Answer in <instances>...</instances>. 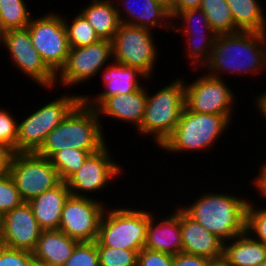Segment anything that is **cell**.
Returning <instances> with one entry per match:
<instances>
[{
	"label": "cell",
	"mask_w": 266,
	"mask_h": 266,
	"mask_svg": "<svg viewBox=\"0 0 266 266\" xmlns=\"http://www.w3.org/2000/svg\"><path fill=\"white\" fill-rule=\"evenodd\" d=\"M100 266H137L140 250L97 246Z\"/></svg>",
	"instance_id": "1f68e13d"
},
{
	"label": "cell",
	"mask_w": 266,
	"mask_h": 266,
	"mask_svg": "<svg viewBox=\"0 0 266 266\" xmlns=\"http://www.w3.org/2000/svg\"><path fill=\"white\" fill-rule=\"evenodd\" d=\"M78 240L61 230H42L32 251L36 266H63L70 258Z\"/></svg>",
	"instance_id": "603a6c76"
},
{
	"label": "cell",
	"mask_w": 266,
	"mask_h": 266,
	"mask_svg": "<svg viewBox=\"0 0 266 266\" xmlns=\"http://www.w3.org/2000/svg\"><path fill=\"white\" fill-rule=\"evenodd\" d=\"M80 13L94 28L100 39H113L120 25L114 0H90V4Z\"/></svg>",
	"instance_id": "484cf974"
},
{
	"label": "cell",
	"mask_w": 266,
	"mask_h": 266,
	"mask_svg": "<svg viewBox=\"0 0 266 266\" xmlns=\"http://www.w3.org/2000/svg\"><path fill=\"white\" fill-rule=\"evenodd\" d=\"M147 103V87L143 86L132 93L113 95L108 97L96 110L102 120L112 118L121 122L130 123L137 131L144 117Z\"/></svg>",
	"instance_id": "44dd1931"
},
{
	"label": "cell",
	"mask_w": 266,
	"mask_h": 266,
	"mask_svg": "<svg viewBox=\"0 0 266 266\" xmlns=\"http://www.w3.org/2000/svg\"><path fill=\"white\" fill-rule=\"evenodd\" d=\"M0 266H36L33 254L22 249L0 245Z\"/></svg>",
	"instance_id": "8d00e7d4"
},
{
	"label": "cell",
	"mask_w": 266,
	"mask_h": 266,
	"mask_svg": "<svg viewBox=\"0 0 266 266\" xmlns=\"http://www.w3.org/2000/svg\"><path fill=\"white\" fill-rule=\"evenodd\" d=\"M258 95V96H257ZM255 95L254 97H256V100L254 102L255 104V109L257 107L258 110H256L257 112L259 111V113L261 114L260 116H263L265 118L266 121V92H262L259 94Z\"/></svg>",
	"instance_id": "b9f144b4"
},
{
	"label": "cell",
	"mask_w": 266,
	"mask_h": 266,
	"mask_svg": "<svg viewBox=\"0 0 266 266\" xmlns=\"http://www.w3.org/2000/svg\"><path fill=\"white\" fill-rule=\"evenodd\" d=\"M230 125L223 115L197 113L184 107L176 128L160 149L169 154L209 151Z\"/></svg>",
	"instance_id": "5b68a950"
},
{
	"label": "cell",
	"mask_w": 266,
	"mask_h": 266,
	"mask_svg": "<svg viewBox=\"0 0 266 266\" xmlns=\"http://www.w3.org/2000/svg\"><path fill=\"white\" fill-rule=\"evenodd\" d=\"M9 111L0 107V145L9 152L15 153L17 152L18 120Z\"/></svg>",
	"instance_id": "836d02e7"
},
{
	"label": "cell",
	"mask_w": 266,
	"mask_h": 266,
	"mask_svg": "<svg viewBox=\"0 0 266 266\" xmlns=\"http://www.w3.org/2000/svg\"><path fill=\"white\" fill-rule=\"evenodd\" d=\"M69 195L67 182L62 181L28 202L42 230L59 229L63 206Z\"/></svg>",
	"instance_id": "cb8c5ba5"
},
{
	"label": "cell",
	"mask_w": 266,
	"mask_h": 266,
	"mask_svg": "<svg viewBox=\"0 0 266 266\" xmlns=\"http://www.w3.org/2000/svg\"><path fill=\"white\" fill-rule=\"evenodd\" d=\"M260 266H266V259L263 261V263Z\"/></svg>",
	"instance_id": "c3c4849f"
},
{
	"label": "cell",
	"mask_w": 266,
	"mask_h": 266,
	"mask_svg": "<svg viewBox=\"0 0 266 266\" xmlns=\"http://www.w3.org/2000/svg\"><path fill=\"white\" fill-rule=\"evenodd\" d=\"M259 168H258L259 172L257 173L259 175H257L255 177V179L252 178L253 180L250 181V182H252L253 186L255 188H257V192L256 193L259 192L258 195L260 197H263V198H261L262 201H263V200H266V161H265V163L263 162L262 166L259 167Z\"/></svg>",
	"instance_id": "ab89813d"
},
{
	"label": "cell",
	"mask_w": 266,
	"mask_h": 266,
	"mask_svg": "<svg viewBox=\"0 0 266 266\" xmlns=\"http://www.w3.org/2000/svg\"><path fill=\"white\" fill-rule=\"evenodd\" d=\"M174 255L142 248L137 266H173Z\"/></svg>",
	"instance_id": "74e56055"
},
{
	"label": "cell",
	"mask_w": 266,
	"mask_h": 266,
	"mask_svg": "<svg viewBox=\"0 0 266 266\" xmlns=\"http://www.w3.org/2000/svg\"><path fill=\"white\" fill-rule=\"evenodd\" d=\"M62 19L66 27L70 47L88 46L101 40L95 33L94 28L81 13L76 14L75 12L71 23L64 15Z\"/></svg>",
	"instance_id": "f546056e"
},
{
	"label": "cell",
	"mask_w": 266,
	"mask_h": 266,
	"mask_svg": "<svg viewBox=\"0 0 266 266\" xmlns=\"http://www.w3.org/2000/svg\"><path fill=\"white\" fill-rule=\"evenodd\" d=\"M208 75H257L266 70V33L237 32L218 34L209 62L203 67ZM250 73V74H248Z\"/></svg>",
	"instance_id": "6da1fadb"
},
{
	"label": "cell",
	"mask_w": 266,
	"mask_h": 266,
	"mask_svg": "<svg viewBox=\"0 0 266 266\" xmlns=\"http://www.w3.org/2000/svg\"><path fill=\"white\" fill-rule=\"evenodd\" d=\"M152 33L148 28L120 23L112 39L113 61L136 67L151 78L159 56Z\"/></svg>",
	"instance_id": "9c48e42d"
},
{
	"label": "cell",
	"mask_w": 266,
	"mask_h": 266,
	"mask_svg": "<svg viewBox=\"0 0 266 266\" xmlns=\"http://www.w3.org/2000/svg\"><path fill=\"white\" fill-rule=\"evenodd\" d=\"M2 46L8 51L14 68L48 91L55 88L56 74L34 48L27 27L7 30Z\"/></svg>",
	"instance_id": "5bb4252c"
},
{
	"label": "cell",
	"mask_w": 266,
	"mask_h": 266,
	"mask_svg": "<svg viewBox=\"0 0 266 266\" xmlns=\"http://www.w3.org/2000/svg\"><path fill=\"white\" fill-rule=\"evenodd\" d=\"M256 202H248L246 209L245 231L254 239L266 244V207L261 208L254 204Z\"/></svg>",
	"instance_id": "d6a6232c"
},
{
	"label": "cell",
	"mask_w": 266,
	"mask_h": 266,
	"mask_svg": "<svg viewBox=\"0 0 266 266\" xmlns=\"http://www.w3.org/2000/svg\"><path fill=\"white\" fill-rule=\"evenodd\" d=\"M210 192L200 194L188 205L179 207L223 242L245 232L246 209L249 200L243 196Z\"/></svg>",
	"instance_id": "7a4b0ae2"
},
{
	"label": "cell",
	"mask_w": 266,
	"mask_h": 266,
	"mask_svg": "<svg viewBox=\"0 0 266 266\" xmlns=\"http://www.w3.org/2000/svg\"><path fill=\"white\" fill-rule=\"evenodd\" d=\"M155 215L149 211L146 241L143 248L171 255L183 253L181 207H177L169 216L159 218L160 220Z\"/></svg>",
	"instance_id": "d6986e66"
},
{
	"label": "cell",
	"mask_w": 266,
	"mask_h": 266,
	"mask_svg": "<svg viewBox=\"0 0 266 266\" xmlns=\"http://www.w3.org/2000/svg\"><path fill=\"white\" fill-rule=\"evenodd\" d=\"M42 229L27 202L4 215V231L1 245L32 252Z\"/></svg>",
	"instance_id": "ac0fdd59"
},
{
	"label": "cell",
	"mask_w": 266,
	"mask_h": 266,
	"mask_svg": "<svg viewBox=\"0 0 266 266\" xmlns=\"http://www.w3.org/2000/svg\"><path fill=\"white\" fill-rule=\"evenodd\" d=\"M200 9L205 13L211 29L218 34L240 32L233 20V15L226 0H202Z\"/></svg>",
	"instance_id": "83f0119b"
},
{
	"label": "cell",
	"mask_w": 266,
	"mask_h": 266,
	"mask_svg": "<svg viewBox=\"0 0 266 266\" xmlns=\"http://www.w3.org/2000/svg\"><path fill=\"white\" fill-rule=\"evenodd\" d=\"M148 91L147 88L144 117L137 131L140 136H152L157 146L161 147L173 133L185 107L184 77L172 80L154 94Z\"/></svg>",
	"instance_id": "277c9868"
},
{
	"label": "cell",
	"mask_w": 266,
	"mask_h": 266,
	"mask_svg": "<svg viewBox=\"0 0 266 266\" xmlns=\"http://www.w3.org/2000/svg\"><path fill=\"white\" fill-rule=\"evenodd\" d=\"M7 172L27 203L62 182L50 159L37 153H10Z\"/></svg>",
	"instance_id": "ba28073f"
},
{
	"label": "cell",
	"mask_w": 266,
	"mask_h": 266,
	"mask_svg": "<svg viewBox=\"0 0 266 266\" xmlns=\"http://www.w3.org/2000/svg\"><path fill=\"white\" fill-rule=\"evenodd\" d=\"M207 266H231L224 256L215 259H209Z\"/></svg>",
	"instance_id": "ee69618b"
},
{
	"label": "cell",
	"mask_w": 266,
	"mask_h": 266,
	"mask_svg": "<svg viewBox=\"0 0 266 266\" xmlns=\"http://www.w3.org/2000/svg\"><path fill=\"white\" fill-rule=\"evenodd\" d=\"M6 29L4 28L1 20H0V44L2 45L3 44V41H4V36L6 35Z\"/></svg>",
	"instance_id": "7dc6e473"
},
{
	"label": "cell",
	"mask_w": 266,
	"mask_h": 266,
	"mask_svg": "<svg viewBox=\"0 0 266 266\" xmlns=\"http://www.w3.org/2000/svg\"><path fill=\"white\" fill-rule=\"evenodd\" d=\"M10 153L5 147L0 145V176L7 172Z\"/></svg>",
	"instance_id": "7bdbcfd3"
},
{
	"label": "cell",
	"mask_w": 266,
	"mask_h": 266,
	"mask_svg": "<svg viewBox=\"0 0 266 266\" xmlns=\"http://www.w3.org/2000/svg\"><path fill=\"white\" fill-rule=\"evenodd\" d=\"M113 59L112 40L101 39L95 44L70 47L65 65L56 74L55 87H76L95 78ZM110 61V62H108Z\"/></svg>",
	"instance_id": "8fae6325"
},
{
	"label": "cell",
	"mask_w": 266,
	"mask_h": 266,
	"mask_svg": "<svg viewBox=\"0 0 266 266\" xmlns=\"http://www.w3.org/2000/svg\"><path fill=\"white\" fill-rule=\"evenodd\" d=\"M105 202L96 198L69 195L61 213L59 230L79 242H93L106 209Z\"/></svg>",
	"instance_id": "9a60e30c"
},
{
	"label": "cell",
	"mask_w": 266,
	"mask_h": 266,
	"mask_svg": "<svg viewBox=\"0 0 266 266\" xmlns=\"http://www.w3.org/2000/svg\"><path fill=\"white\" fill-rule=\"evenodd\" d=\"M18 120L17 152L36 153L46 136L81 102V94L65 93Z\"/></svg>",
	"instance_id": "52a82bcc"
},
{
	"label": "cell",
	"mask_w": 266,
	"mask_h": 266,
	"mask_svg": "<svg viewBox=\"0 0 266 266\" xmlns=\"http://www.w3.org/2000/svg\"><path fill=\"white\" fill-rule=\"evenodd\" d=\"M108 147L106 143L98 151L90 153L82 167L66 181L70 195L92 198L90 194L101 192L112 180L122 176L124 166L115 161Z\"/></svg>",
	"instance_id": "4fadbf2b"
},
{
	"label": "cell",
	"mask_w": 266,
	"mask_h": 266,
	"mask_svg": "<svg viewBox=\"0 0 266 266\" xmlns=\"http://www.w3.org/2000/svg\"><path fill=\"white\" fill-rule=\"evenodd\" d=\"M208 258L179 253L174 255L173 266H207Z\"/></svg>",
	"instance_id": "f35d334b"
},
{
	"label": "cell",
	"mask_w": 266,
	"mask_h": 266,
	"mask_svg": "<svg viewBox=\"0 0 266 266\" xmlns=\"http://www.w3.org/2000/svg\"><path fill=\"white\" fill-rule=\"evenodd\" d=\"M177 19L178 21L180 20V23ZM173 20L172 31L181 32L180 34L185 36V46L187 45L185 48L187 50L186 57L190 59L188 61L190 62V66L195 67L194 71L203 68L210 60L214 41L217 36L211 29L205 13L200 8L190 9L179 12Z\"/></svg>",
	"instance_id": "2e32d148"
},
{
	"label": "cell",
	"mask_w": 266,
	"mask_h": 266,
	"mask_svg": "<svg viewBox=\"0 0 266 266\" xmlns=\"http://www.w3.org/2000/svg\"><path fill=\"white\" fill-rule=\"evenodd\" d=\"M96 151L98 150H79L70 148L56 152L50 158V161L58 171L61 181L66 182L82 167L87 156Z\"/></svg>",
	"instance_id": "f1b7e54d"
},
{
	"label": "cell",
	"mask_w": 266,
	"mask_h": 266,
	"mask_svg": "<svg viewBox=\"0 0 266 266\" xmlns=\"http://www.w3.org/2000/svg\"><path fill=\"white\" fill-rule=\"evenodd\" d=\"M31 13L25 0H0V20L6 30L26 28Z\"/></svg>",
	"instance_id": "4dcf8cb0"
},
{
	"label": "cell",
	"mask_w": 266,
	"mask_h": 266,
	"mask_svg": "<svg viewBox=\"0 0 266 266\" xmlns=\"http://www.w3.org/2000/svg\"><path fill=\"white\" fill-rule=\"evenodd\" d=\"M101 123L103 122L97 110L80 102L46 136L42 147L36 153L50 159L56 152L70 148L99 150L107 143Z\"/></svg>",
	"instance_id": "3957f363"
},
{
	"label": "cell",
	"mask_w": 266,
	"mask_h": 266,
	"mask_svg": "<svg viewBox=\"0 0 266 266\" xmlns=\"http://www.w3.org/2000/svg\"><path fill=\"white\" fill-rule=\"evenodd\" d=\"M259 1L226 0L239 31L266 33V13Z\"/></svg>",
	"instance_id": "4316f807"
},
{
	"label": "cell",
	"mask_w": 266,
	"mask_h": 266,
	"mask_svg": "<svg viewBox=\"0 0 266 266\" xmlns=\"http://www.w3.org/2000/svg\"><path fill=\"white\" fill-rule=\"evenodd\" d=\"M202 0H177L174 9L170 12L172 19L181 11L200 8Z\"/></svg>",
	"instance_id": "60d3db41"
},
{
	"label": "cell",
	"mask_w": 266,
	"mask_h": 266,
	"mask_svg": "<svg viewBox=\"0 0 266 266\" xmlns=\"http://www.w3.org/2000/svg\"><path fill=\"white\" fill-rule=\"evenodd\" d=\"M128 207H106L99 224L97 246L127 250L144 247L149 211Z\"/></svg>",
	"instance_id": "8992f818"
},
{
	"label": "cell",
	"mask_w": 266,
	"mask_h": 266,
	"mask_svg": "<svg viewBox=\"0 0 266 266\" xmlns=\"http://www.w3.org/2000/svg\"><path fill=\"white\" fill-rule=\"evenodd\" d=\"M185 80V107L193 112L223 115L231 124L236 97L226 79L206 74ZM229 85V86H228ZM233 91V92H232Z\"/></svg>",
	"instance_id": "30bf717a"
},
{
	"label": "cell",
	"mask_w": 266,
	"mask_h": 266,
	"mask_svg": "<svg viewBox=\"0 0 266 266\" xmlns=\"http://www.w3.org/2000/svg\"><path fill=\"white\" fill-rule=\"evenodd\" d=\"M156 2L163 5L170 12L174 9L177 0H155Z\"/></svg>",
	"instance_id": "f6af8a7d"
},
{
	"label": "cell",
	"mask_w": 266,
	"mask_h": 266,
	"mask_svg": "<svg viewBox=\"0 0 266 266\" xmlns=\"http://www.w3.org/2000/svg\"><path fill=\"white\" fill-rule=\"evenodd\" d=\"M223 256L231 266H260L266 259V244L245 231L224 242Z\"/></svg>",
	"instance_id": "d4e9b609"
},
{
	"label": "cell",
	"mask_w": 266,
	"mask_h": 266,
	"mask_svg": "<svg viewBox=\"0 0 266 266\" xmlns=\"http://www.w3.org/2000/svg\"><path fill=\"white\" fill-rule=\"evenodd\" d=\"M4 213L0 211V245L2 243L3 231H4Z\"/></svg>",
	"instance_id": "bcb514c9"
},
{
	"label": "cell",
	"mask_w": 266,
	"mask_h": 266,
	"mask_svg": "<svg viewBox=\"0 0 266 266\" xmlns=\"http://www.w3.org/2000/svg\"><path fill=\"white\" fill-rule=\"evenodd\" d=\"M48 13L37 18L33 16L27 28L34 48L46 65L57 74L66 63L70 46L62 15Z\"/></svg>",
	"instance_id": "7c38bea8"
},
{
	"label": "cell",
	"mask_w": 266,
	"mask_h": 266,
	"mask_svg": "<svg viewBox=\"0 0 266 266\" xmlns=\"http://www.w3.org/2000/svg\"><path fill=\"white\" fill-rule=\"evenodd\" d=\"M100 75L104 90L93 97V94L81 95V102L88 106L97 109L108 97L113 95H120L132 93L139 90L143 85L139 80H149L143 72L136 67L127 66L124 64L112 61L103 69ZM139 79V80H138ZM93 97V98H92Z\"/></svg>",
	"instance_id": "e0dca14e"
},
{
	"label": "cell",
	"mask_w": 266,
	"mask_h": 266,
	"mask_svg": "<svg viewBox=\"0 0 266 266\" xmlns=\"http://www.w3.org/2000/svg\"><path fill=\"white\" fill-rule=\"evenodd\" d=\"M183 253L215 259L223 256L224 242L181 209Z\"/></svg>",
	"instance_id": "7402d4cb"
},
{
	"label": "cell",
	"mask_w": 266,
	"mask_h": 266,
	"mask_svg": "<svg viewBox=\"0 0 266 266\" xmlns=\"http://www.w3.org/2000/svg\"><path fill=\"white\" fill-rule=\"evenodd\" d=\"M63 266H100L96 241L79 242Z\"/></svg>",
	"instance_id": "e575fe53"
},
{
	"label": "cell",
	"mask_w": 266,
	"mask_h": 266,
	"mask_svg": "<svg viewBox=\"0 0 266 266\" xmlns=\"http://www.w3.org/2000/svg\"><path fill=\"white\" fill-rule=\"evenodd\" d=\"M114 1H116L115 6L120 23L151 30H155V28H162L168 31L172 30L173 19L170 11L155 0H139L140 2L138 0Z\"/></svg>",
	"instance_id": "ffe728a7"
},
{
	"label": "cell",
	"mask_w": 266,
	"mask_h": 266,
	"mask_svg": "<svg viewBox=\"0 0 266 266\" xmlns=\"http://www.w3.org/2000/svg\"><path fill=\"white\" fill-rule=\"evenodd\" d=\"M23 200L8 172L0 176V211L7 213L20 206Z\"/></svg>",
	"instance_id": "d590c367"
}]
</instances>
